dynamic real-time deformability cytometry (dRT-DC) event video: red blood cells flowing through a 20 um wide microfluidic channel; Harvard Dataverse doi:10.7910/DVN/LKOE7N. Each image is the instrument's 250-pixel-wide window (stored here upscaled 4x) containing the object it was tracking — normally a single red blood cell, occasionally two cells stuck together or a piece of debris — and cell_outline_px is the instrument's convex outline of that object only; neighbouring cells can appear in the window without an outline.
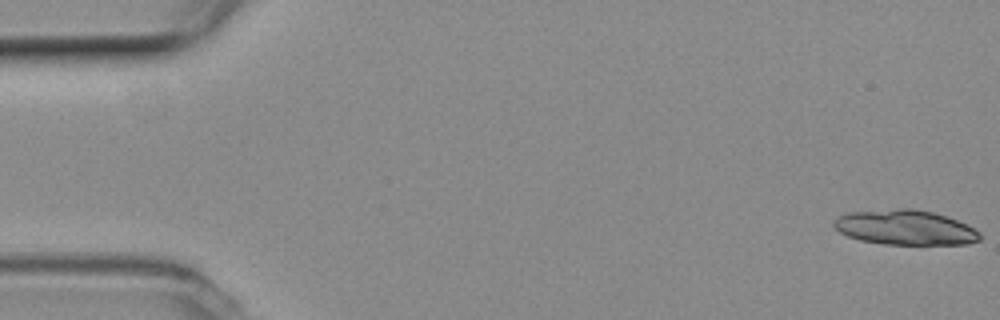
{"species": "common noctule bat (a hibernating species)", "species_latin": "Nyctalus noctula", "temperature_condition": "room temperature", "stored_images_in_passage": 27, "camera_frame_rate_fps": 3000, "um_per_image_px": 0.085, "animal": {"sex": "female", "body_mass_g": 19.3, "forearm_length_mm": 54.1}, "frame": {"image": 1, "passage_image": 1, "time_ms": 0.0, "image_size_px": [1000, 320], "cell_outline_px": [[980, 240], [968, 244], [884, 244], [860, 240], [848, 236], [840, 232], [832, 224], [832, 220], [836, 216], [848, 212], [900, 208], [912, 208], [932, 212], [948, 216], [980, 232]], "centroid_in_image_um": [76.9, 19.33], "position_along_channel_um": 8.1, "area_um2": 29.71}}